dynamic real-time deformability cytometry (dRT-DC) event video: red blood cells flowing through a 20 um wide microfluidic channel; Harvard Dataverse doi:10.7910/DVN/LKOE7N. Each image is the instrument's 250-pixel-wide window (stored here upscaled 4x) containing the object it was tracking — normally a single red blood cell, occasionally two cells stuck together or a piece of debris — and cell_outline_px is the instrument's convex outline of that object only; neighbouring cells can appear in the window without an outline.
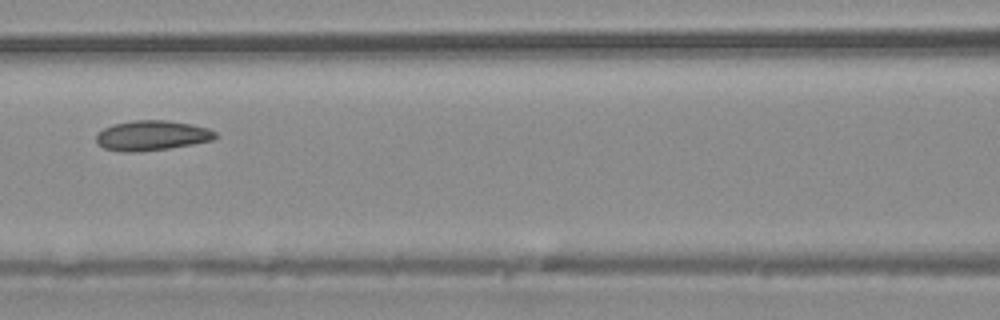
{"species": "common noctule bat (a hibernating species)", "species_latin": "Nyctalus noctula", "temperature_condition": "warm", "stored_images_in_passage": 4, "camera_frame_rate_fps": 3000, "um_per_image_px": 0.085, "animal": {"sex": "male", "body_mass_g": 20.4}, "frame": {"image": 1, "passage_image": 4, "time_ms": 3.667, "image_size_px": [1000, 320], "cell_outline_px": [[220, 136], [212, 140], [192, 144], [168, 148], [140, 152], [124, 152], [104, 148], [96, 144], [96, 136], [104, 128], [112, 124], [132, 120], [164, 120], [192, 124], [208, 128], [216, 132]], "centroid_in_image_um": [12.91, 11.52], "position_along_channel_um": 153.7, "area_um2": 20.92}}